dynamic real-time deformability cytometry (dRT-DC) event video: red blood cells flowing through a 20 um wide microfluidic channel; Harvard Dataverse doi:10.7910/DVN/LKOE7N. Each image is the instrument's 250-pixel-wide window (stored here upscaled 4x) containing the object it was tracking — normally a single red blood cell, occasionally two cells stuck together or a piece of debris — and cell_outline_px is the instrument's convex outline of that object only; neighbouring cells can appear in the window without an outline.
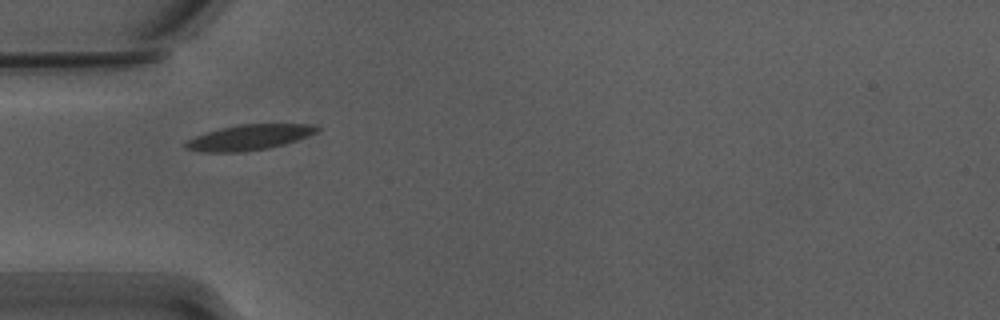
{"species": "Egyptian fruit bat (a non-hibernating species)", "species_latin": "Rousettus aegyptiacus", "temperature_condition": "warm", "stored_images_in_passage": 6, "segment_of_instrument_passage": [1, 2], "camera_frame_rate_fps": 3000, "um_per_image_px": 0.085, "animal": {"sex": "male"}, "frame": {"image": 1, "passage_image": 1, "time_ms": 0.0, "image_size_px": [1000, 320], "cell_outline_px": [[320, 128], [316, 132], [296, 140], [284, 144], [268, 148], [244, 152], [200, 152], [184, 148], [184, 144], [188, 140], [196, 136], [220, 128], [240, 124], [316, 124]], "centroid_in_image_um": [21.17, 11.68], "position_along_channel_um": 63.8, "area_um2": 19.36}}